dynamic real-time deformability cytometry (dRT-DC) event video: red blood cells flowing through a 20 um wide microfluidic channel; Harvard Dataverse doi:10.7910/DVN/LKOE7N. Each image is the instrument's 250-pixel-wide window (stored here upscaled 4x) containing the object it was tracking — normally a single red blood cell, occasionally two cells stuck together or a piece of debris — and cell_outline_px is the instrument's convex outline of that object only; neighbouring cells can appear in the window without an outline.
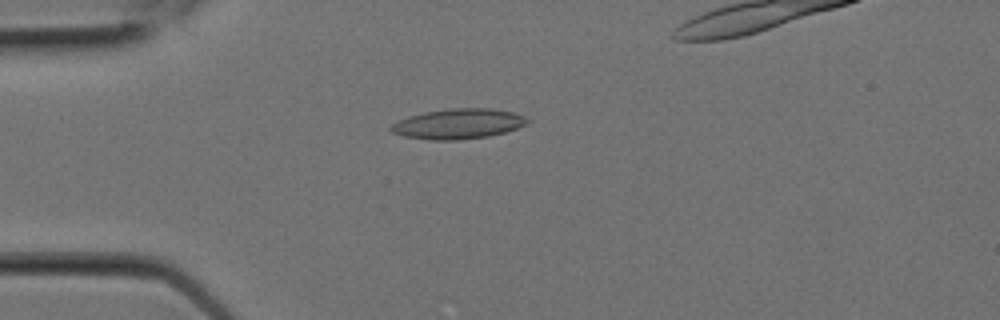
{"species": "Egyptian fruit bat (a non-hibernating species)", "species_latin": "Rousettus aegyptiacus", "temperature_condition": "room temperature", "stored_images_in_passage": 7, "camera_frame_rate_fps": 3000, "um_per_image_px": 0.085, "animal": {"sex": "female"}, "frame": {"image": 1, "passage_image": 4, "time_ms": 1.0, "image_size_px": [1000, 320], "cell_outline_px": [[532, 120], [528, 124], [504, 132], [488, 136], [460, 140], [428, 140], [404, 136], [392, 132], [388, 128], [392, 124], [408, 116], [424, 112], [448, 108], [488, 108], [512, 112], [524, 116]], "centroid_in_image_um": [38.95, 10.52], "position_along_channel_um": 46.1, "area_um2": 24.04}}
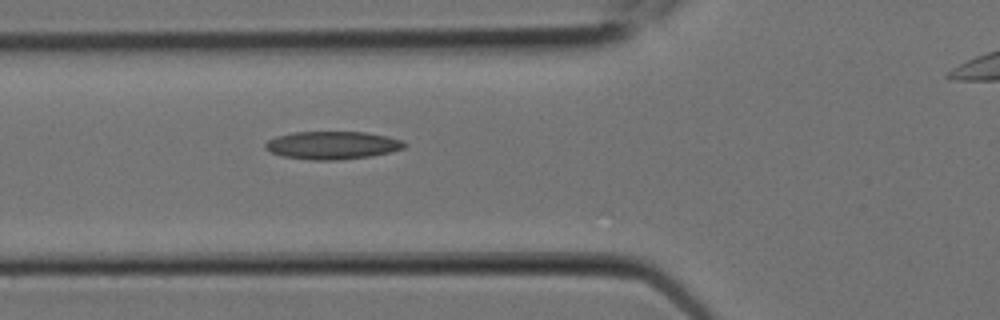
{"frame": {"image": 2, "passage_image": 6, "time_ms": 1.667, "image_size_px": [1000, 320], "cell_outline_px": [[408, 144], [404, 148], [392, 152], [372, 156], [340, 160], [312, 160], [280, 156], [264, 148], [264, 144], [268, 140], [276, 136], [292, 132], [364, 132], [384, 136], [400, 140]], "centroid_in_image_um": [28.23, 12.35], "position_along_channel_um": 97.6, "area_um2": 22.72}}